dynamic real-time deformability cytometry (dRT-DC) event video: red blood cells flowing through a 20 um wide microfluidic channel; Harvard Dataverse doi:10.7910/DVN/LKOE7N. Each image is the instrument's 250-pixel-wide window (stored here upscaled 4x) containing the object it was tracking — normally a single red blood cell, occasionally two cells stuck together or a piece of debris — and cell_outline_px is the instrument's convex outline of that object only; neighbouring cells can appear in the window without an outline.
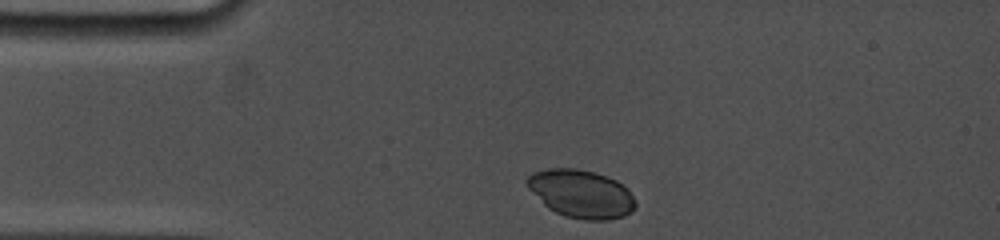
{"species": "common noctule bat (a hibernating species)", "species_latin": "Nyctalus noctula", "temperature_condition": "cold", "stored_images_in_passage": 12, "camera_frame_rate_fps": 5000, "um_per_image_px": 0.085, "animal": {"sex": "female", "body_mass_g": 19.0, "forearm_length_mm": 53.3}, "frame": {"image": 1, "passage_image": 1, "time_ms": 0.0, "image_size_px": [1000, 240], "cell_outline_px": [[636, 208], [632, 212], [624, 216], [608, 220], [584, 220], [564, 216], [548, 208], [528, 188], [524, 180], [532, 172], [548, 168], [576, 168], [592, 172], [616, 180], [628, 188], [636, 200]], "centroid_in_image_um": [49.41, 16.48], "position_along_channel_um": 35.6, "area_um2": 30.58}}
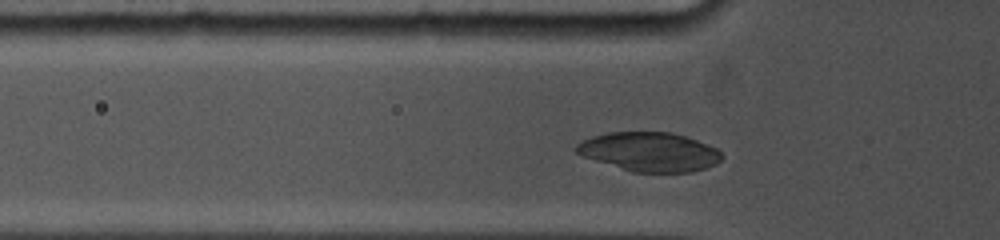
{"frame": {"image": 2, "passage_image": 6, "time_ms": 1.8, "image_size_px": [1000, 240], "cell_outline_px": [[724, 156], [716, 164], [692, 172], [632, 172], [584, 156], [576, 152], [572, 148], [580, 140], [592, 136], [608, 132], [672, 132], [696, 140], [716, 148]], "centroid_in_image_um": [55.18, 12.9], "position_along_channel_um": 70.6, "area_um2": 33.06}}